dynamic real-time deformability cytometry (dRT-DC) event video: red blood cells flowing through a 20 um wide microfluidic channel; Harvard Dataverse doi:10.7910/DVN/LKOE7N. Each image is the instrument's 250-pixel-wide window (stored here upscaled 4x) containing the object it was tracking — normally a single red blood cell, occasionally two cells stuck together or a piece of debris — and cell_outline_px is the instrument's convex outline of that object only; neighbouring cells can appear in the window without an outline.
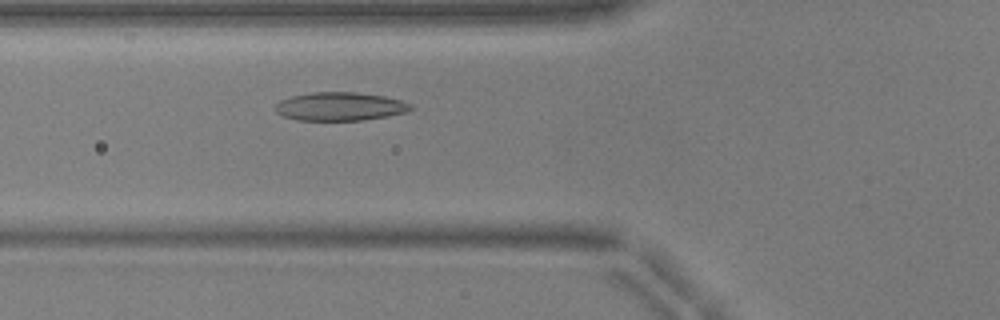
{"species": "common noctule bat (a hibernating species)", "species_latin": "Nyctalus noctula", "temperature_condition": "warm", "stored_images_in_passage": 45, "camera_frame_rate_fps": 3000, "um_per_image_px": 0.085, "animal": {"sex": "male", "body_mass_g": 17.9, "forearm_length_mm": 54.2}, "frame": {"image": 1, "passage_image": 13, "time_ms": 4.0, "image_size_px": [1000, 320], "cell_outline_px": [[412, 108], [408, 112], [388, 116], [364, 120], [296, 120], [280, 116], [276, 112], [276, 104], [280, 100], [292, 96], [312, 92], [356, 92], [384, 96], [400, 100], [412, 104]], "centroid_in_image_um": [28.89, 9.05], "position_along_channel_um": 96.9, "area_um2": 22.54}}
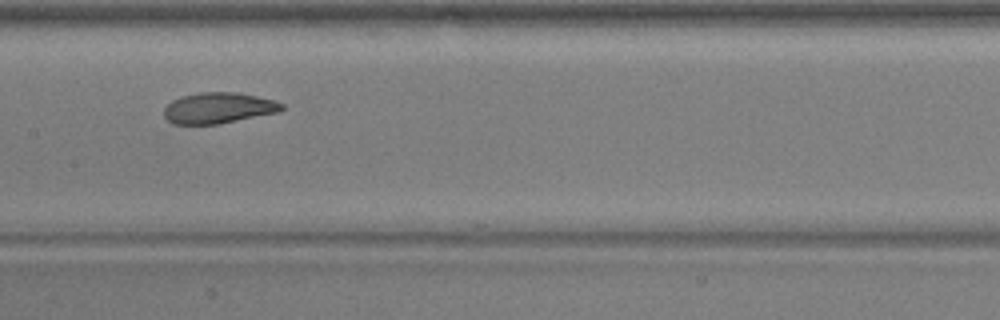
{"frame": {"image": 2, "passage_image": 20, "time_ms": 6.333, "image_size_px": [1000, 320], "cell_outline_px": [[284, 108], [280, 112], [220, 124], [172, 124], [164, 116], [164, 108], [172, 100], [180, 96], [200, 92], [236, 92], [276, 100], [284, 104]], "centroid_in_image_um": [18.59, 9.18], "position_along_channel_um": 188.8, "area_um2": 21.44}}
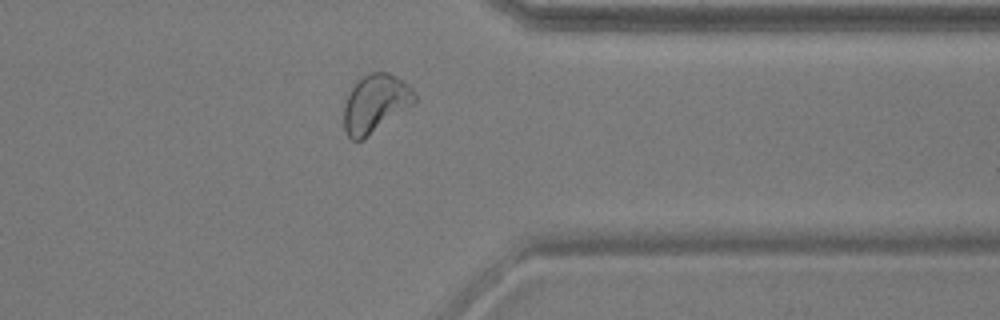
{"frame": {"image": 3, "passage_image": 35, "time_ms": 11.333, "image_size_px": [1000, 320], "cell_outline_px": [[416, 100], [412, 104], [360, 140], [352, 140], [348, 136], [344, 128], [344, 104], [352, 88], [368, 72], [388, 72], [404, 80], [416, 92]], "centroid_in_image_um": [31.91, 8.75], "position_along_channel_um": 379.5, "area_um2": 23.24}, "authors_computed_cell_mechanics": {"area_um2": 22.542, "velocity_mm_per_s": 3.9151, "shape_relaxation_time_tau1_ms": 2.6798, "shape_relaxation_time_tau2_ms": 1.4265, "deformation_change_tau1": 0.1116, "deformation_change_tau2": 0.0696}}